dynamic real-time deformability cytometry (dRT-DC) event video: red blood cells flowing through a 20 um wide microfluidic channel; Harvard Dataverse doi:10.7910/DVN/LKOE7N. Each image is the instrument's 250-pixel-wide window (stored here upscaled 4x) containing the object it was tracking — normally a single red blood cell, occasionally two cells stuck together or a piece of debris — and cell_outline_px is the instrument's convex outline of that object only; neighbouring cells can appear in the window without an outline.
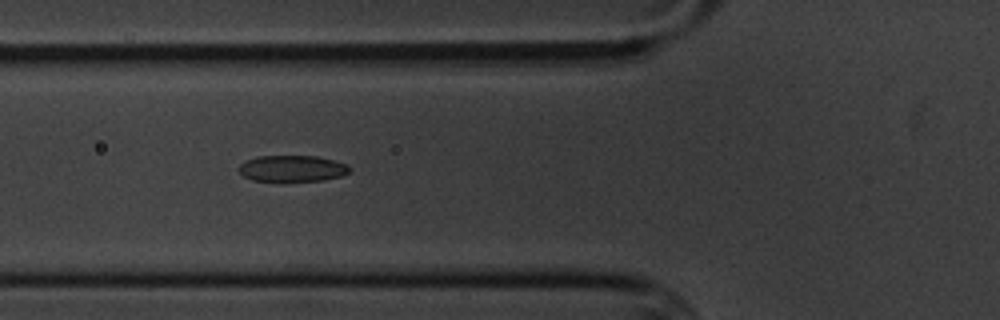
{"species": "common noctule bat (a hibernating species)", "species_latin": "Nyctalus noctula", "temperature_condition": "cold", "stored_images_in_passage": 6, "camera_frame_rate_fps": 3000, "um_per_image_px": 0.085, "animal": {"sex": "male", "body_mass_g": 20.1, "forearm_length_mm": 53.5}, "frame": {"image": 1, "passage_image": 6, "time_ms": 6.0, "image_size_px": [1000, 320], "cell_outline_px": [[348, 172], [340, 176], [324, 180], [252, 180], [244, 176], [236, 168], [240, 164], [256, 156], [316, 156], [348, 164]], "centroid_in_image_um": [24.8, 14.3], "position_along_channel_um": 101.0, "area_um2": 16.59}}